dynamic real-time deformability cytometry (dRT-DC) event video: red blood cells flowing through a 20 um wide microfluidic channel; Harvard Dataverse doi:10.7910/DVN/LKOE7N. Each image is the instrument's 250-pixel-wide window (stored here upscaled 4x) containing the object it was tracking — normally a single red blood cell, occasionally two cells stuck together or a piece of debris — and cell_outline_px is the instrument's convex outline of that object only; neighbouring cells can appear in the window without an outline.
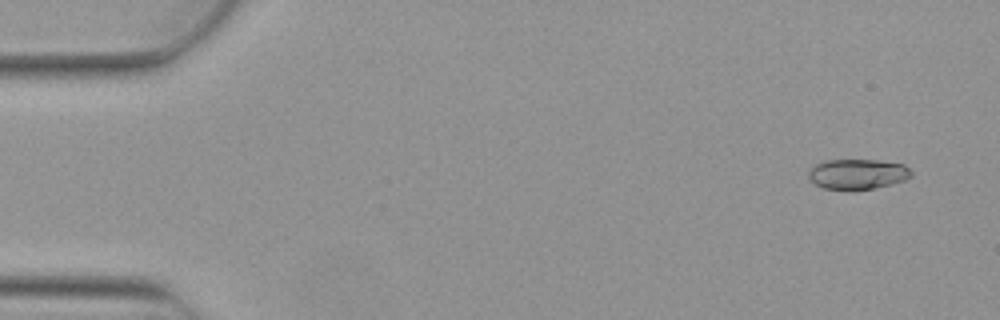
{"species": "Egyptian fruit bat (a non-hibernating species)", "species_latin": "Rousettus aegyptiacus", "temperature_condition": "warm", "stored_images_in_passage": 5, "camera_frame_rate_fps": 3000, "um_per_image_px": 0.085, "animal": {"sex": "female"}, "frame": {"image": 1, "passage_image": 1, "time_ms": 0.0, "image_size_px": [1000, 320], "cell_outline_px": [[912, 176], [904, 180], [892, 184], [876, 188], [824, 188], [808, 180], [808, 172], [816, 164], [824, 160], [876, 160], [904, 164], [912, 172]], "centroid_in_image_um": [72.9, 14.77], "position_along_channel_um": 12.1, "area_um2": 17.8}}
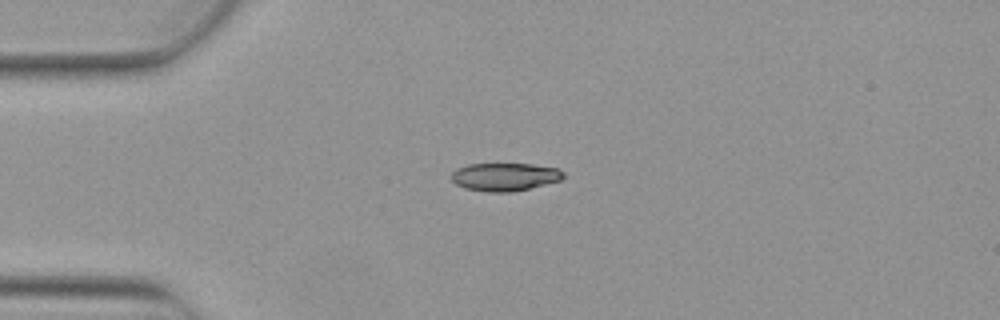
{"frame": {"image": 2, "passage_image": 4, "time_ms": 1.0, "image_size_px": [1000, 320], "cell_outline_px": [[564, 176], [560, 180], [512, 192], [484, 192], [464, 188], [456, 184], [452, 180], [452, 172], [456, 168], [468, 164], [532, 164], [556, 168], [564, 172]], "centroid_in_image_um": [42.86, 15.03], "position_along_channel_um": 42.1, "area_um2": 18.21}}